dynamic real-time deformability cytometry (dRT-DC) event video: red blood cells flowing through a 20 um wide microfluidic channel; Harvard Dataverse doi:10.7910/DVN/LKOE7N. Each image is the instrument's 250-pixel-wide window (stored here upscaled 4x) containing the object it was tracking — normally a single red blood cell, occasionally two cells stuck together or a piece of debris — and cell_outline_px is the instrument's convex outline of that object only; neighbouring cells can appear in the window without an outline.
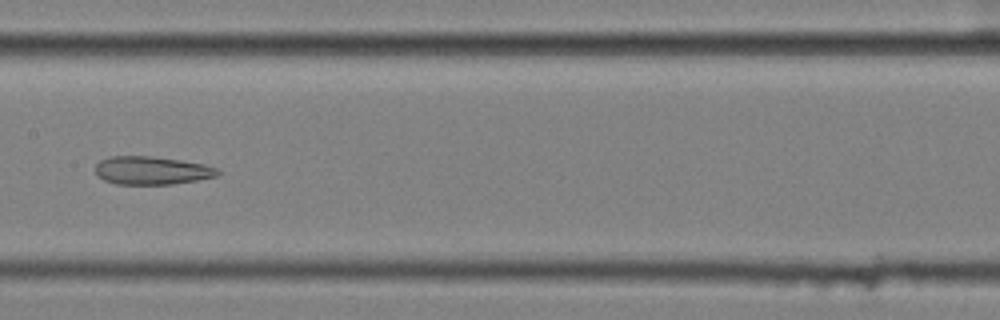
{"species": "common noctule bat (a hibernating species)", "species_latin": "Nyctalus noctula", "temperature_condition": "cold", "stored_images_in_passage": 14, "camera_frame_rate_fps": 3000, "um_per_image_px": 0.085, "animal": {"sex": "female", "body_mass_g": 25.1}, "frame": {"image": 1, "passage_image": 7, "time_ms": 2.0, "image_size_px": [1000, 320], "cell_outline_px": [[220, 176], [172, 184], [116, 184], [104, 180], [96, 176], [96, 164], [100, 160], [112, 156], [152, 156], [180, 160], [204, 164], [216, 168], [220, 172]], "centroid_in_image_um": [12.89, 14.49], "position_along_channel_um": 194.5, "area_um2": 20.11}}
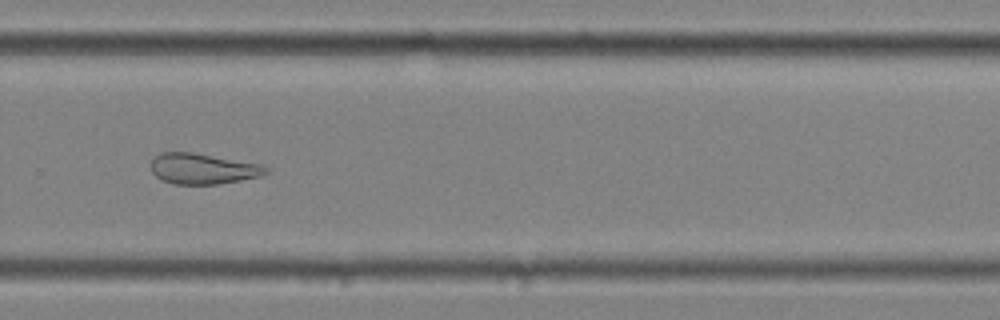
{"frame": {"image": 2, "passage_image": 10, "time_ms": 3.0, "image_size_px": [1000, 320], "cell_outline_px": [[268, 172], [260, 176], [220, 184], [172, 184], [160, 180], [152, 172], [152, 160], [160, 152], [192, 152], [264, 164], [268, 168]], "centroid_in_image_um": [17.26, 14.34], "position_along_channel_um": 312.5, "area_um2": 20.69}}
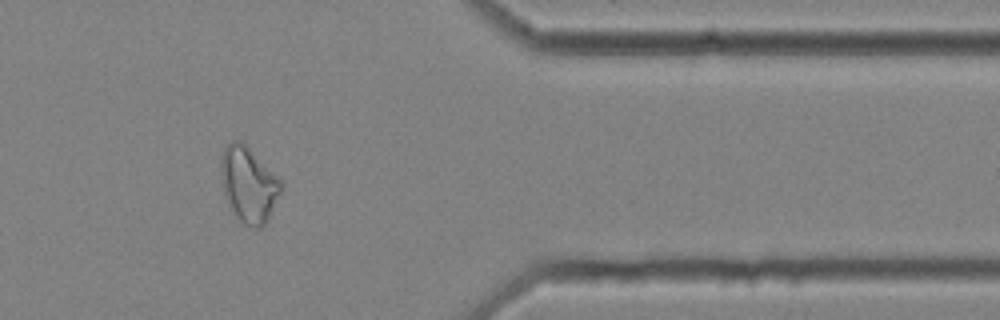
{"frame": {"image": 3, "passage_image": 12, "time_ms": 3.667, "image_size_px": [1000, 320], "cell_outline_px": [[284, 188], [264, 224], [260, 228], [256, 228], [244, 224], [232, 212], [228, 204], [224, 192], [220, 176], [220, 156], [224, 148], [232, 140], [240, 140], [280, 176], [284, 180]], "centroid_in_image_um": [21.15, 15.65], "position_along_channel_um": 390.2, "area_um2": 26.82}}